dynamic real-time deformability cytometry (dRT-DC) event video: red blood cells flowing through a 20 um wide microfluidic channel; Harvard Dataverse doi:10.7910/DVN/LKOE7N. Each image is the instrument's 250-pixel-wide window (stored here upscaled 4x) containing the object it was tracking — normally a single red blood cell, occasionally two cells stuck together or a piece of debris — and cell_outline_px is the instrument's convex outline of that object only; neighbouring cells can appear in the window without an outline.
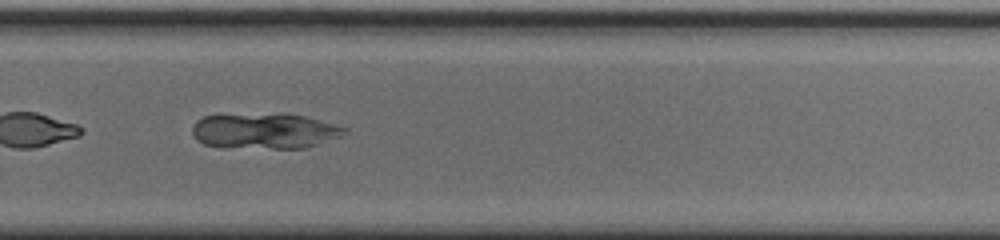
{"species": "common noctule bat (a hibernating species)", "species_latin": "Nyctalus noctula", "temperature_condition": "cold", "stored_images_in_passage": 41, "camera_frame_rate_fps": 3000, "um_per_image_px": 0.085, "animal": {"sex": "male", "body_mass_g": 20.0, "forearm_length_mm": 53.3}, "frame": {"image": 1, "passage_image": 24, "time_ms": 7.667, "image_size_px": [1000, 240], "cell_outline_px": [[348, 132], [340, 136], [304, 148], [272, 148], [204, 144], [196, 140], [192, 132], [192, 124], [196, 120], [204, 116], [280, 112], [284, 112], [304, 116], [332, 124], [344, 128]], "centroid_in_image_um": [22.46, 11.09], "position_along_channel_um": 307.3, "area_um2": 31.15}}